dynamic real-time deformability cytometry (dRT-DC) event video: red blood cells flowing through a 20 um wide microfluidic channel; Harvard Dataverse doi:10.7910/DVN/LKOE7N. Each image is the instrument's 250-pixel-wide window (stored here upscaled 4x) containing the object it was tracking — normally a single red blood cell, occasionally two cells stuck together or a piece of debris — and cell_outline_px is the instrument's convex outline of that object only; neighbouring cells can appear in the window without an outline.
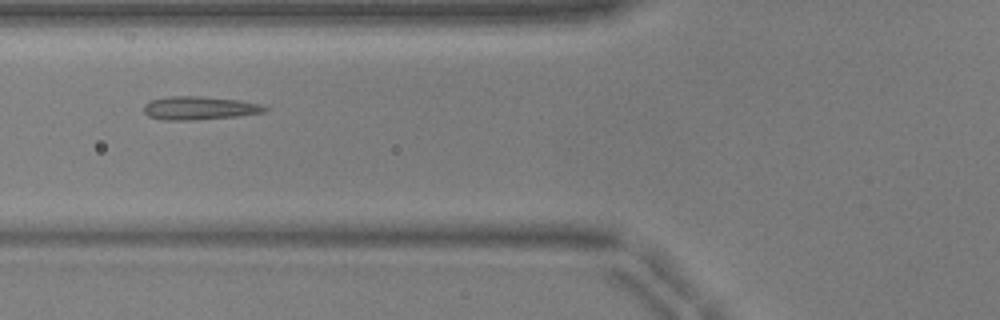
{"species": "common noctule bat (a hibernating species)", "species_latin": "Nyctalus noctula", "temperature_condition": "warm", "stored_images_in_passage": 36, "camera_frame_rate_fps": 3000, "um_per_image_px": 0.085, "animal": {"sex": "male", "body_mass_g": 17.9, "forearm_length_mm": 54.2}, "frame": {"image": 1, "passage_image": 5, "time_ms": 1.333, "image_size_px": [1000, 320], "cell_outline_px": [[272, 108], [264, 112], [240, 116], [196, 120], [164, 120], [148, 116], [144, 112], [144, 104], [152, 100], [168, 96], [200, 96], [240, 100], [260, 104]], "centroid_in_image_um": [16.99, 9.19], "position_along_channel_um": 108.8, "area_um2": 16.65}}
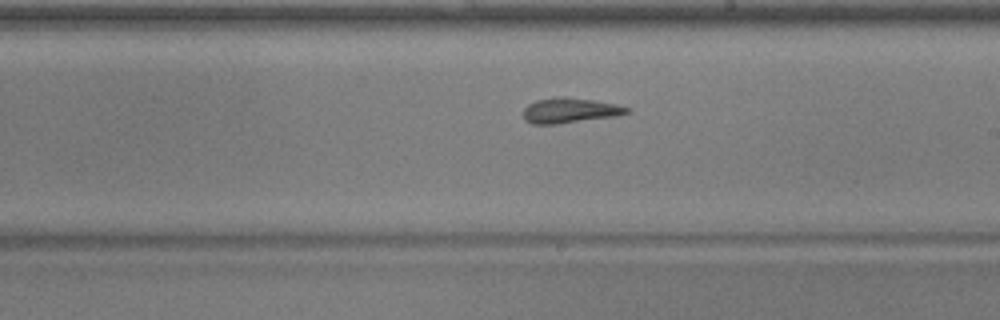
{"frame": {"image": 2, "passage_image": 15, "time_ms": 4.667, "image_size_px": [1000, 320], "cell_outline_px": [[632, 112], [616, 116], [556, 124], [532, 124], [524, 120], [524, 108], [528, 104], [536, 100], [560, 96], [564, 96], [620, 104], [632, 108]], "centroid_in_image_um": [48.49, 9.38], "position_along_channel_um": 240.5, "area_um2": 15.37}}
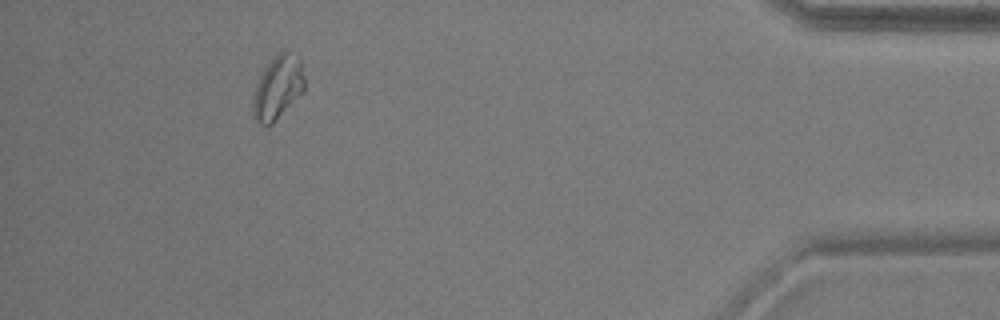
{"frame": {"image": 3, "passage_image": 32, "time_ms": 10.333, "image_size_px": [1000, 320], "cell_outline_px": [[304, 92], [268, 128], [256, 120], [252, 112], [252, 100], [256, 84], [264, 68], [284, 48], [300, 56], [304, 76]], "centroid_in_image_um": [23.63, 7.43], "position_along_channel_um": 411.6, "area_um2": 19.36}, "authors_computed_cell_mechanics": {"area_um2": 15.8372, "velocity_mm_per_s": 3.9471, "shape_relaxation_time_tau1_ms": null, "shape_relaxation_time_tau2_ms": 1.0578, "deformation_change_tau1": null, "deformation_change_tau2": 0.0513}}